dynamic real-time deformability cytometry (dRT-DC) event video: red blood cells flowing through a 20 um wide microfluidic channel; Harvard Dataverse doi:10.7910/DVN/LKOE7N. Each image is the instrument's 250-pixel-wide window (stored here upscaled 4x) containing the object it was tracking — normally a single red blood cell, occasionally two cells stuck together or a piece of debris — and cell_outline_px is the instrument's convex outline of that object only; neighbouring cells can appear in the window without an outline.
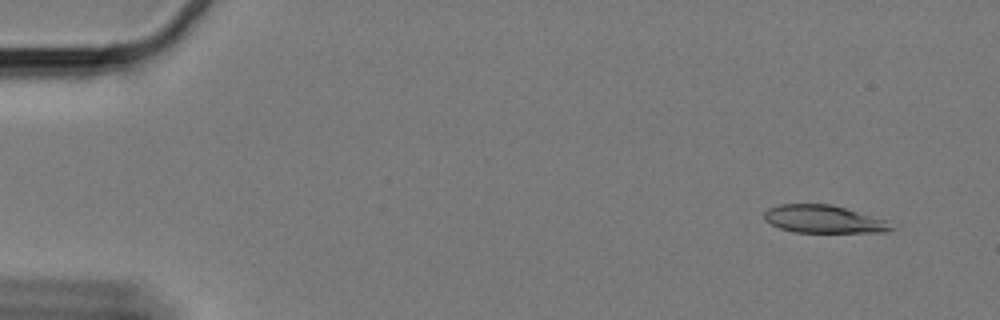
{"species": "Egyptian fruit bat (a non-hibernating species)", "species_latin": "Rousettus aegyptiacus", "temperature_condition": "cold", "stored_images_in_passage": 60, "camera_frame_rate_fps": 3000, "um_per_image_px": 0.085, "animal": {"sex": "female"}, "frame": {"image": 1, "passage_image": 4, "time_ms": 1.0, "image_size_px": [1000, 320], "cell_outline_px": [[896, 228], [888, 232], [792, 232], [780, 228], [764, 220], [764, 212], [768, 208], [780, 204], [832, 204], [888, 220]], "centroid_in_image_um": [70.05, 18.63], "position_along_channel_um": 15.0, "area_um2": 20.75}}
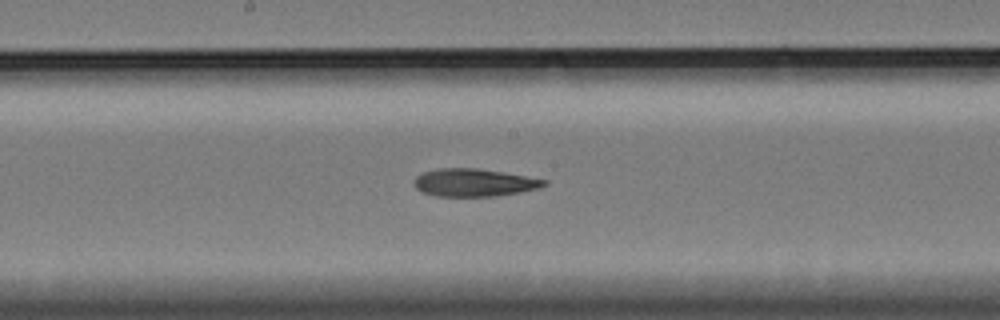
{"frame": {"image": 2, "passage_image": 32, "time_ms": 10.333, "image_size_px": [1000, 320], "cell_outline_px": [[548, 184], [540, 188], [496, 196], [436, 196], [424, 192], [416, 188], [416, 176], [420, 172], [436, 168], [476, 168], [548, 180]], "centroid_in_image_um": [40.29, 15.51], "position_along_channel_um": 207.9, "area_um2": 20.81}}
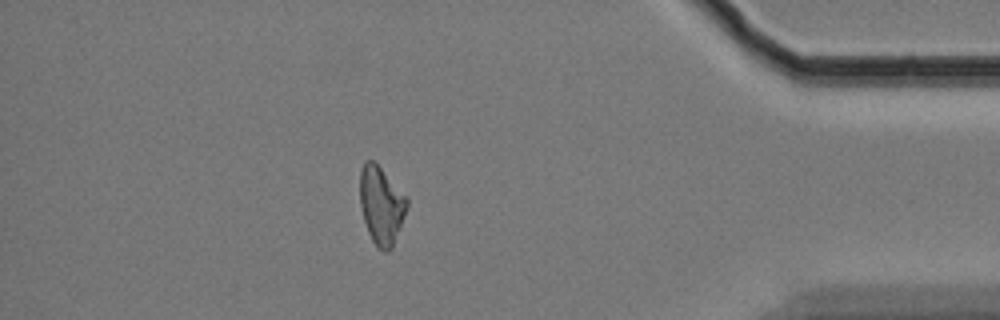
{"frame": {"image": 3, "passage_image": 53, "time_ms": 17.333, "image_size_px": [1000, 320], "cell_outline_px": [[408, 208], [392, 248], [388, 252], [384, 252], [376, 248], [368, 232], [360, 208], [360, 172], [364, 160], [376, 160], [408, 196]], "centroid_in_image_um": [32.43, 17.41], "position_along_channel_um": 402.8, "area_um2": 22.08}, "authors_computed_cell_mechanics": {"area_um2": 21.4438, "velocity_mm_per_s": 3.3003, "shape_relaxation_time_tau1_ms": null, "shape_relaxation_time_tau2_ms": 9.7593, "deformation_change_tau1": null, "deformation_change_tau2": 0.2138}}